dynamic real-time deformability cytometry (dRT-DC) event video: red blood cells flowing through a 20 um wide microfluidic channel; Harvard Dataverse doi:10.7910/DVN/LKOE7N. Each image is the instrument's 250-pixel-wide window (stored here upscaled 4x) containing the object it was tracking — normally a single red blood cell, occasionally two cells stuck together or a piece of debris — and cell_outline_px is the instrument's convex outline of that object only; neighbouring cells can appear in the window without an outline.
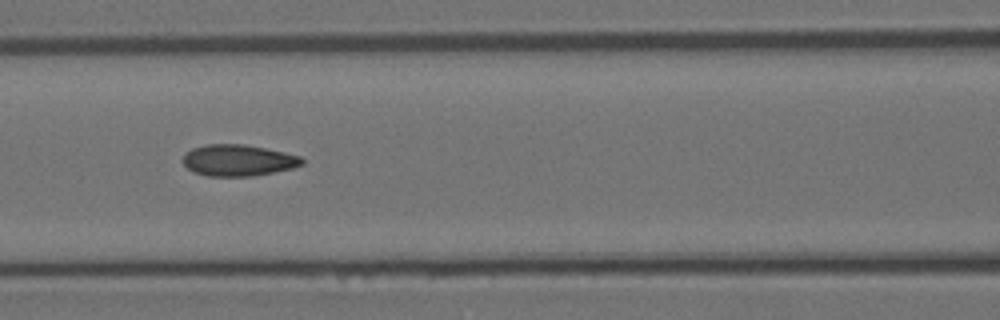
{"species": "Egyptian fruit bat (a non-hibernating species)", "species_latin": "Rousettus aegyptiacus", "temperature_condition": "room temperature", "stored_images_in_passage": 11, "camera_frame_rate_fps": 3000, "um_per_image_px": 0.085, "animal": {"sex": "female"}, "frame": {"image": 1, "passage_image": 7, "time_ms": 2.0, "image_size_px": [1000, 320], "cell_outline_px": [[304, 164], [292, 168], [252, 176], [208, 176], [192, 172], [184, 164], [184, 156], [192, 148], [208, 144], [244, 144], [284, 152], [300, 156], [304, 160]], "centroid_in_image_um": [20.25, 13.63], "position_along_channel_um": 146.3, "area_um2": 21.62}}
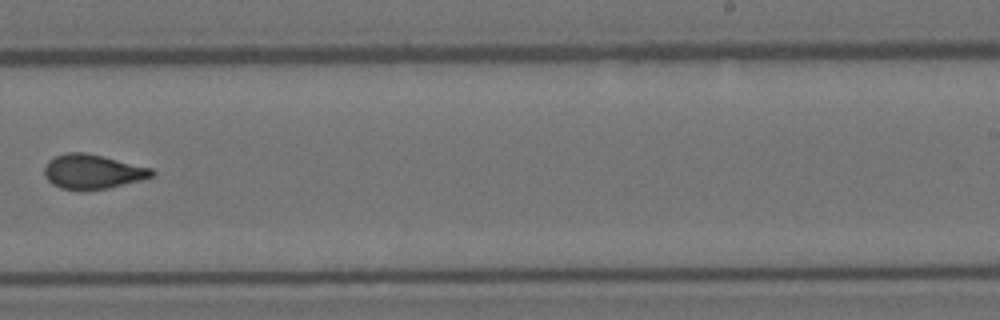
{"frame": {"image": 2, "passage_image": 10, "time_ms": 3.0, "image_size_px": [1000, 320], "cell_outline_px": [[156, 176], [108, 188], [60, 188], [52, 184], [44, 176], [44, 168], [48, 160], [56, 156], [68, 152], [84, 152], [104, 156], [152, 168], [156, 172]], "centroid_in_image_um": [7.89, 14.56], "position_along_channel_um": 281.1, "area_um2": 21.33}}
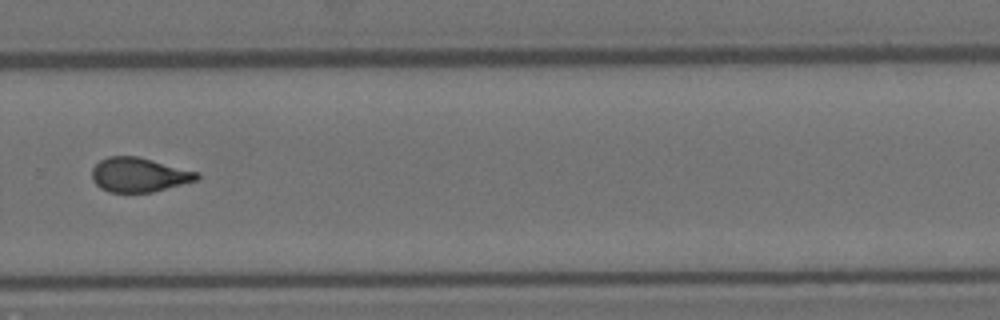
{"frame": {"image": 3, "passage_image": 11, "time_ms": 3.333, "image_size_px": [1000, 320], "cell_outline_px": [[200, 176], [196, 180], [152, 192], [108, 192], [100, 188], [92, 180], [92, 168], [100, 160], [108, 156], [136, 156], [200, 172]], "centroid_in_image_um": [11.79, 14.85], "position_along_channel_um": 318.0, "area_um2": 20.92}}